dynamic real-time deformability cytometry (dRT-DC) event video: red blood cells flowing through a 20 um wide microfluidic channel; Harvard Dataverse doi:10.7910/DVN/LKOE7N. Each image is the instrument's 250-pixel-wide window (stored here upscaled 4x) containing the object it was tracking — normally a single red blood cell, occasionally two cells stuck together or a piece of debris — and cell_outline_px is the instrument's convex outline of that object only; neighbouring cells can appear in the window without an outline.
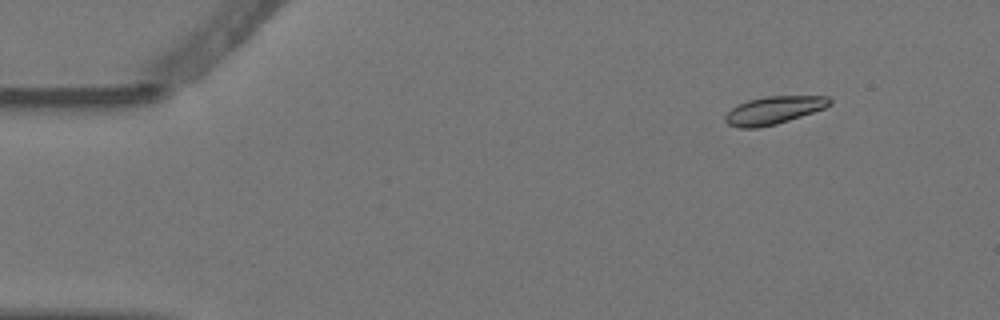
{"species": "Egyptian fruit bat (a non-hibernating species)", "species_latin": "Rousettus aegyptiacus", "temperature_condition": "warm", "stored_images_in_passage": 10, "camera_frame_rate_fps": 3000, "um_per_image_px": 0.085, "animal": {"sex": "female"}, "frame": {"image": 1, "passage_image": 2, "time_ms": 0.333, "image_size_px": [1000, 320], "cell_outline_px": [[832, 104], [824, 108], [776, 124], [756, 128], [740, 128], [728, 124], [724, 120], [724, 116], [732, 108], [748, 100], [768, 96], [828, 96], [832, 100]], "centroid_in_image_um": [65.77, 9.37], "position_along_channel_um": 19.2, "area_um2": 16.7}}
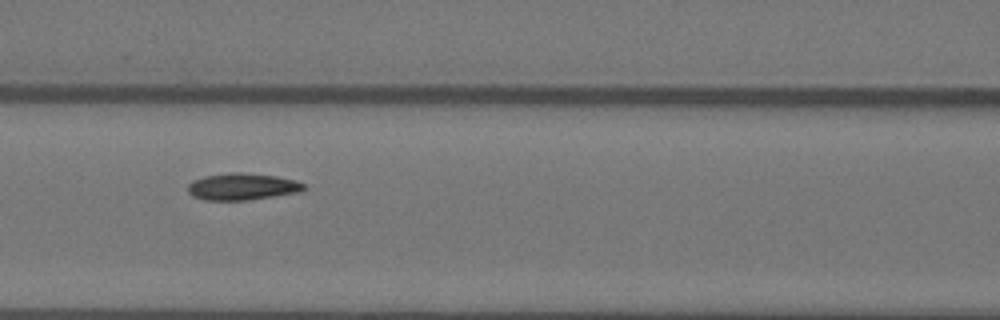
{"frame": {"image": 2, "passage_image": 7, "time_ms": 2.0, "image_size_px": [1000, 320], "cell_outline_px": [[308, 188], [300, 192], [244, 200], [204, 200], [192, 196], [188, 192], [188, 184], [192, 180], [204, 176], [232, 172], [244, 172], [276, 176], [296, 180], [304, 184]], "centroid_in_image_um": [20.59, 15.85], "position_along_channel_um": 146.0, "area_um2": 18.21}}
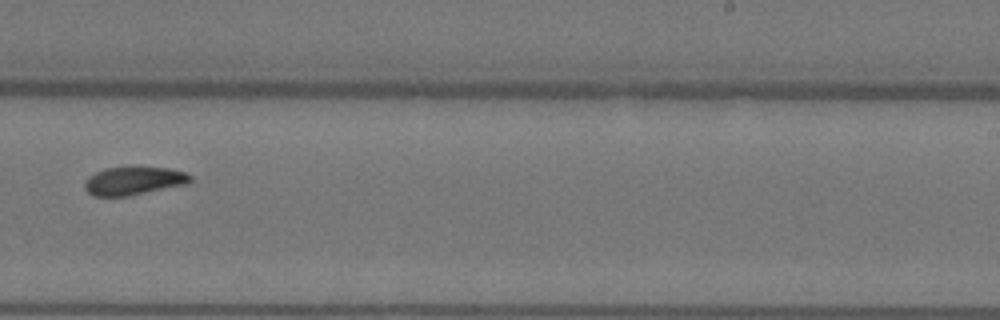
{"frame": {"image": 3, "passage_image": 10, "time_ms": 3.0, "image_size_px": [1000, 320], "cell_outline_px": [[192, 180], [188, 184], [128, 196], [92, 196], [84, 188], [84, 180], [88, 176], [104, 168], [136, 164], [168, 168], [184, 172], [192, 176]], "centroid_in_image_um": [11.36, 15.32], "position_along_channel_um": 277.6, "area_um2": 18.21}}